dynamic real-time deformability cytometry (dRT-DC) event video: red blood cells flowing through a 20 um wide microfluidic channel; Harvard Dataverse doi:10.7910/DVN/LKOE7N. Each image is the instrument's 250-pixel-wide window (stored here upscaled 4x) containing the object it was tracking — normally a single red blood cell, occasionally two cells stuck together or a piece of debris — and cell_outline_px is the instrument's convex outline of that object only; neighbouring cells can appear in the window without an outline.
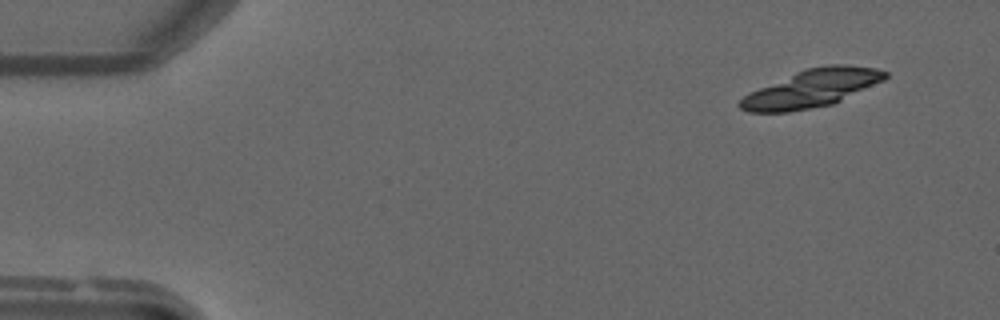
{"species": "common noctule bat (a hibernating species)", "species_latin": "Nyctalus noctula", "temperature_condition": "warm", "stored_images_in_passage": 12, "camera_frame_rate_fps": 3000, "um_per_image_px": 0.085, "animal": {"sex": "male", "forearm_length_mm": 52.5}, "frame": {"image": 1, "passage_image": 4, "time_ms": 1.0, "image_size_px": [1000, 320], "cell_outline_px": [[888, 76], [884, 80], [832, 104], [788, 112], [748, 112], [740, 108], [736, 104], [744, 96], [760, 88], [804, 68], [828, 64], [844, 64], [876, 68], [888, 72]], "centroid_in_image_um": [69.01, 7.5], "position_along_channel_um": 16.0, "area_um2": 31.56}}